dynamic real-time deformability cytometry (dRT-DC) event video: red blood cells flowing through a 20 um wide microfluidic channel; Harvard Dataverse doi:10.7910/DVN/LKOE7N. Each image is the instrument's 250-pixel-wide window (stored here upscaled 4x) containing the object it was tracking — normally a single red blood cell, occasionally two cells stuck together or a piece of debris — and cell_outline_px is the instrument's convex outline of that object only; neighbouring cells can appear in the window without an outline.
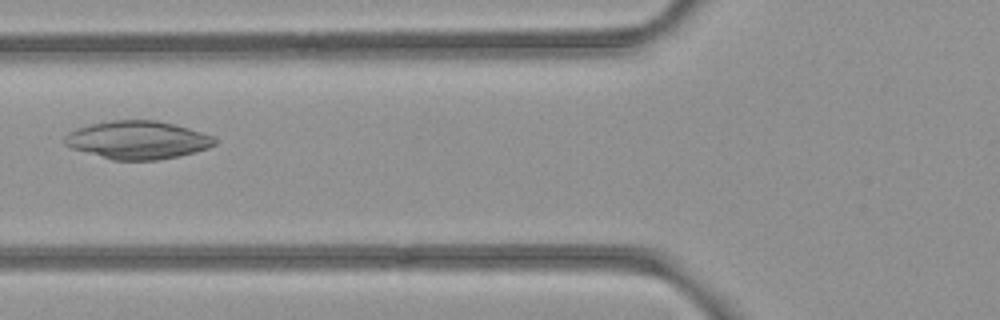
{"species": "common noctule bat (a hibernating species)", "species_latin": "Nyctalus noctula", "temperature_condition": "room temperature", "stored_images_in_passage": 2, "camera_frame_rate_fps": 3000, "um_per_image_px": 0.085, "animal": {"sex": "female", "body_mass_g": 21.9}, "frame": {"image": 1, "passage_image": 2, "time_ms": 0.333, "image_size_px": [1000, 320], "cell_outline_px": [[216, 144], [208, 148], [180, 156], [156, 160], [112, 160], [72, 148], [64, 144], [64, 136], [68, 132], [76, 128], [92, 124], [112, 120], [156, 120], [176, 124], [216, 136]], "centroid_in_image_um": [11.73, 11.89], "position_along_channel_um": 114.1, "area_um2": 33.47}}